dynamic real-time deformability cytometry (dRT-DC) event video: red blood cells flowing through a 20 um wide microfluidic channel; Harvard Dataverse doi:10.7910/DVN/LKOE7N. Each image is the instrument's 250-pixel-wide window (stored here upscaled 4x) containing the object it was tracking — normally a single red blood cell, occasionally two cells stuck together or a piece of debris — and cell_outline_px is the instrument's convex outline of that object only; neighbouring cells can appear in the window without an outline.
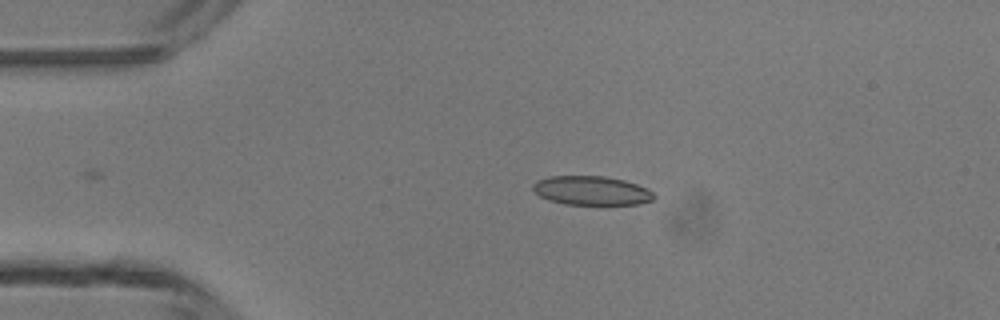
{"species": "common noctule bat (a hibernating species)", "species_latin": "Nyctalus noctula", "temperature_condition": "room temperature", "stored_images_in_passage": 3, "camera_frame_rate_fps": 3000, "um_per_image_px": 0.085, "animal": {"sex": "male", "body_mass_g": 13.3}, "frame": {"image": 1, "passage_image": 2, "time_ms": 1.0, "image_size_px": [1000, 320], "cell_outline_px": [[656, 196], [652, 200], [640, 204], [564, 204], [548, 200], [540, 196], [532, 188], [532, 184], [536, 180], [548, 176], [604, 176], [624, 180], [648, 188]], "centroid_in_image_um": [50.27, 16.19], "position_along_channel_um": 34.7, "area_um2": 20.52}}